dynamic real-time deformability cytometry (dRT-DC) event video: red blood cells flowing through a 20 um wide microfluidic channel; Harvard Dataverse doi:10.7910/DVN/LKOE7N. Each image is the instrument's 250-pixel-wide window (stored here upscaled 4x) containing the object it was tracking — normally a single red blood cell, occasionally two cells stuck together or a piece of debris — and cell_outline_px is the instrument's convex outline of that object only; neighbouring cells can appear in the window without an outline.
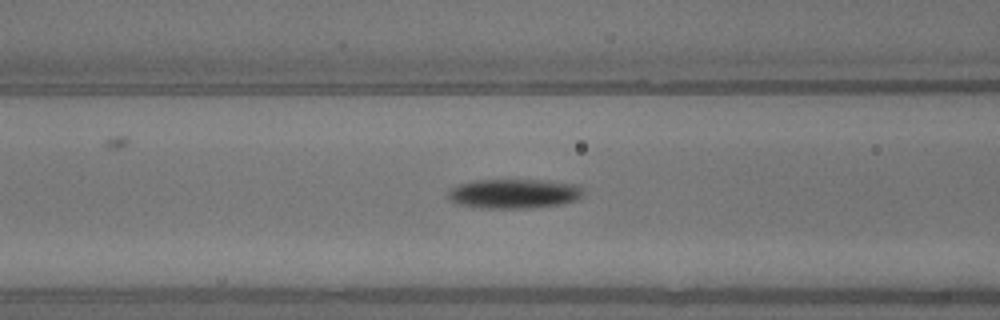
{"species": "common noctule bat (a hibernating species)", "species_latin": "Nyctalus noctula", "temperature_condition": "warm", "stored_images_in_passage": 22, "camera_frame_rate_fps": 3000, "um_per_image_px": 0.085, "animal": {"sex": "male", "body_mass_g": 13.3}, "frame": {"image": 1, "passage_image": 4, "time_ms": 1.0, "image_size_px": [1000, 320], "cell_outline_px": [[584, 192], [576, 200], [560, 204], [524, 208], [484, 208], [460, 204], [452, 200], [448, 196], [448, 192], [452, 188], [460, 184], [476, 180], [540, 180], [580, 184], [584, 188]], "centroid_in_image_um": [43.75, 16.45], "position_along_channel_um": 122.9, "area_um2": 23.0}}